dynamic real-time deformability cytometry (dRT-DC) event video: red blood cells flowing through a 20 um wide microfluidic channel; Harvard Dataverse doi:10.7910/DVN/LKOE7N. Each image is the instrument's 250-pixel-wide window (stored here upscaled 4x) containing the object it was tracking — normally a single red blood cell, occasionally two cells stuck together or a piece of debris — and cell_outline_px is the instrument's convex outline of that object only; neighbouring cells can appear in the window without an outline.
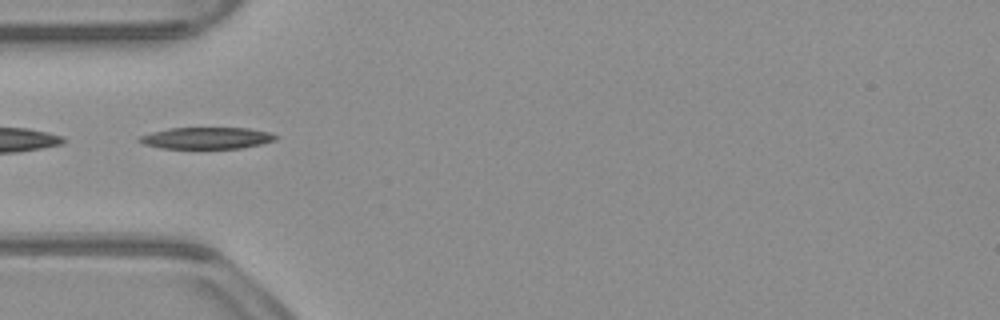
{"species": "common noctule bat (a hibernating species)", "species_latin": "Nyctalus noctula", "temperature_condition": "warm", "stored_images_in_passage": 23, "camera_frame_rate_fps": 3000, "um_per_image_px": 0.085, "animal": {"sex": "male", "body_mass_g": 23.1, "forearm_length_mm": 52.7}, "frame": {"image": 1, "passage_image": 4, "time_ms": 1.0, "image_size_px": [1000, 320], "cell_outline_px": [[276, 140], [244, 148], [160, 148], [144, 144], [136, 140], [140, 136], [152, 132], [168, 128], [248, 128], [268, 132], [276, 136]], "centroid_in_image_um": [17.53, 11.73], "position_along_channel_um": 67.5, "area_um2": 17.05}}
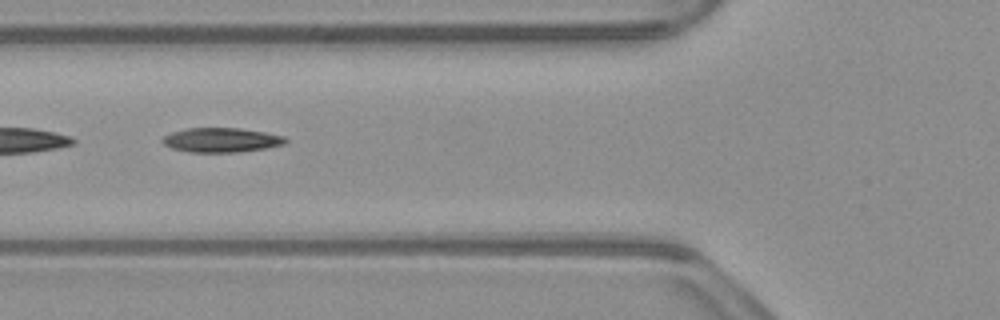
{"frame": {"image": 2, "passage_image": 7, "time_ms": 2.0, "image_size_px": [1000, 320], "cell_outline_px": [[288, 140], [284, 144], [264, 148], [240, 152], [188, 152], [172, 148], [164, 144], [160, 140], [164, 136], [172, 132], [188, 128], [240, 128], [264, 132], [284, 136]], "centroid_in_image_um": [18.8, 11.9], "position_along_channel_um": 107.0, "area_um2": 17.46}}
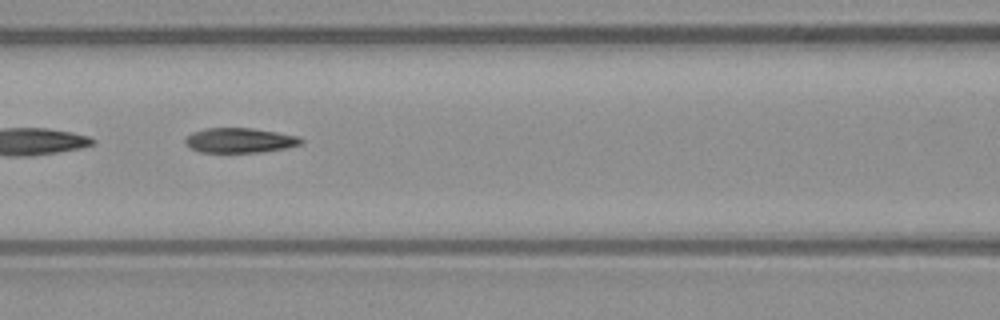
{"frame": {"image": 3, "passage_image": 10, "time_ms": 3.0, "image_size_px": [1000, 320], "cell_outline_px": [[304, 144], [284, 148], [260, 152], [200, 152], [192, 148], [184, 140], [192, 132], [204, 128], [252, 128], [300, 136], [304, 140]], "centroid_in_image_um": [20.43, 11.92], "position_along_channel_um": 146.2, "area_um2": 16.7}}